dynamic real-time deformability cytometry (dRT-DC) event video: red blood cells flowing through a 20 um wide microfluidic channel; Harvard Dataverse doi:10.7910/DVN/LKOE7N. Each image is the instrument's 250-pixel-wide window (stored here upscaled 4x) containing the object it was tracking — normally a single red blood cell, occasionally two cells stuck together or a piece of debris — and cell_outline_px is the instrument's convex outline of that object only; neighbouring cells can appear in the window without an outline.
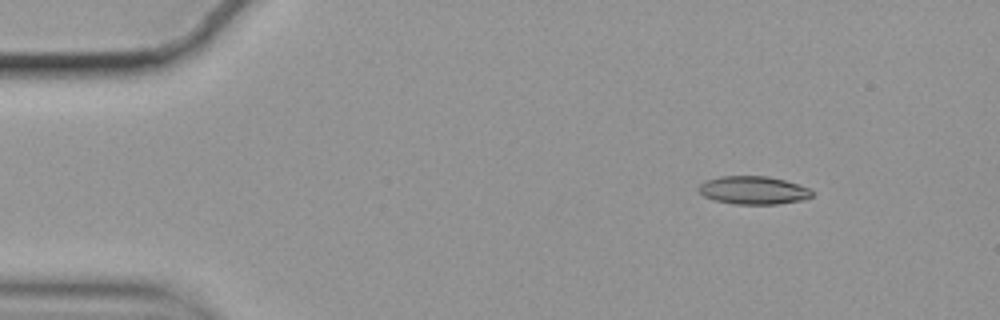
{"species": "common noctule bat (a hibernating species)", "species_latin": "Nyctalus noctula", "temperature_condition": "cold", "stored_images_in_passage": 51, "camera_frame_rate_fps": 3000, "um_per_image_px": 0.085, "animal": {"sex": "female", "body_mass_g": 19.9}, "frame": {"image": 1, "passage_image": 1, "time_ms": 0.0, "image_size_px": [1000, 320], "cell_outline_px": [[816, 192], [812, 196], [804, 200], [776, 204], [736, 204], [712, 200], [704, 196], [700, 192], [700, 184], [704, 180], [720, 176], [768, 176], [784, 180], [808, 188]], "centroid_in_image_um": [64.04, 16.17], "position_along_channel_um": 21.0, "area_um2": 18.61}}
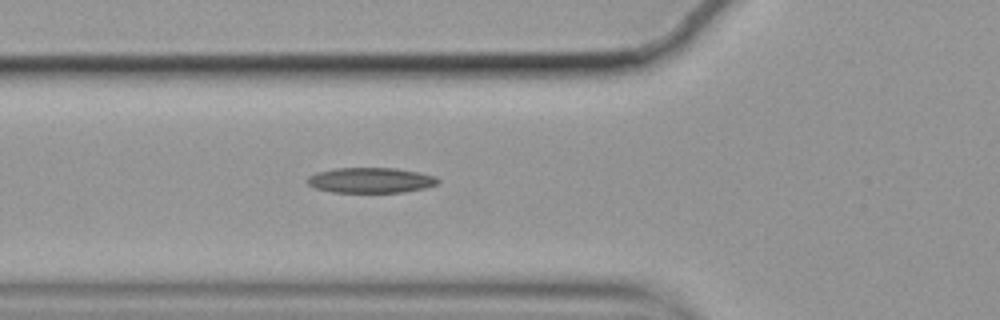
{"frame": {"image": 2, "passage_image": 14, "time_ms": 4.333, "image_size_px": [1000, 320], "cell_outline_px": [[440, 180], [436, 184], [424, 188], [404, 192], [332, 192], [316, 188], [308, 184], [304, 180], [308, 176], [316, 172], [336, 168], [396, 168], [436, 176]], "centroid_in_image_um": [31.47, 15.32], "position_along_channel_um": 94.3, "area_um2": 19.25}}
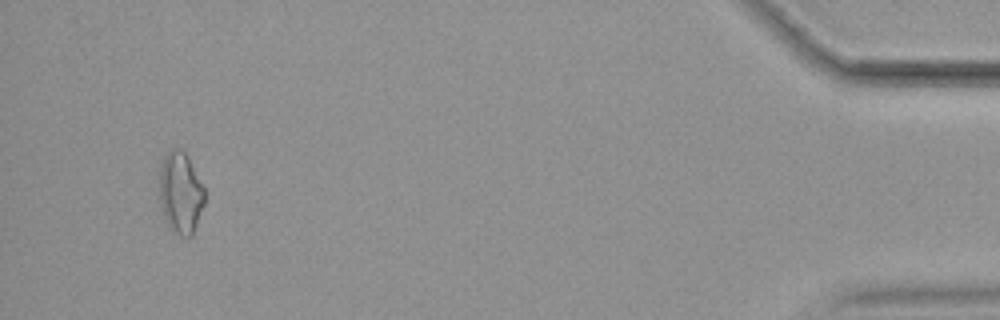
{"frame": {"image": 3, "passage_image": 48, "time_ms": 15.667, "image_size_px": [1000, 320], "cell_outline_px": [[204, 204], [192, 236], [180, 236], [172, 232], [168, 228], [160, 204], [160, 168], [164, 156], [168, 152], [176, 148], [180, 148], [188, 156], [204, 188]], "centroid_in_image_um": [15.34, 16.42], "position_along_channel_um": 419.9, "area_um2": 21.44}, "authors_computed_cell_mechanics": {"area_um2": 18.7272, "velocity_mm_per_s": 3.5301, "shape_relaxation_time_tau1_ms": 8.7863, "shape_relaxation_time_tau2_ms": 7.0108, "deformation_change_tau1": 0.1922, "deformation_change_tau2": 0.1806}}